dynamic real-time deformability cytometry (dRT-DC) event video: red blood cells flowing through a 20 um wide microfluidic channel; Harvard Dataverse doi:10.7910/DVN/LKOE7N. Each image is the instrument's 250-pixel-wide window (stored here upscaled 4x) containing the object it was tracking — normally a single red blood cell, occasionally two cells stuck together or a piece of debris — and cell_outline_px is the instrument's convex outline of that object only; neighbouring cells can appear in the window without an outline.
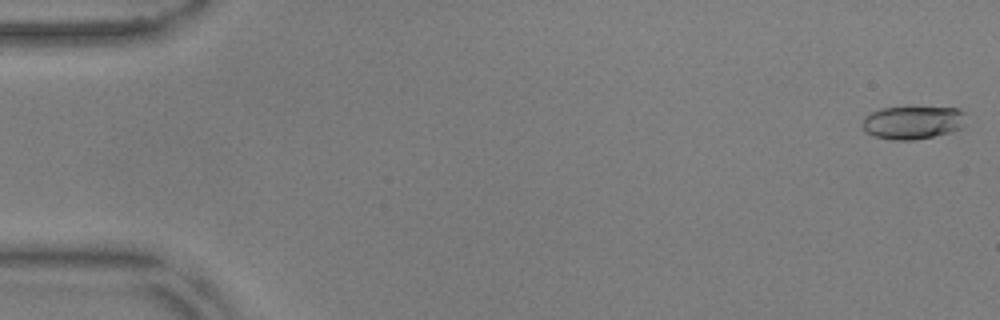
{"species": "common noctule bat (a hibernating species)", "species_latin": "Nyctalus noctula", "temperature_condition": "warm", "stored_images_in_passage": 54, "camera_frame_rate_fps": 3000, "um_per_image_px": 0.085, "animal": {"sex": "male", "body_mass_g": 17.9, "forearm_length_mm": 54.2}, "frame": {"image": 1, "passage_image": 1, "time_ms": 0.0, "image_size_px": [1000, 320], "cell_outline_px": [[964, 128], [952, 132], [912, 140], [892, 140], [876, 136], [864, 132], [860, 124], [864, 116], [880, 108], [956, 108], [964, 112]], "centroid_in_image_um": [77.55, 10.42], "position_along_channel_um": 7.4, "area_um2": 20.0}}
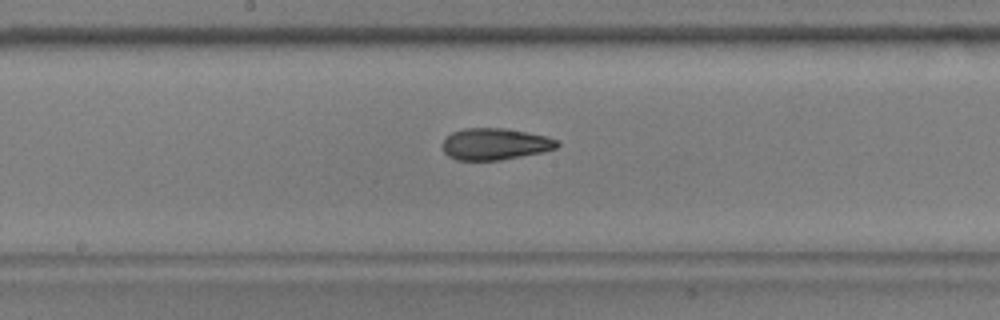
{"frame": {"image": 2, "passage_image": 29, "time_ms": 9.333, "image_size_px": [1000, 320], "cell_outline_px": [[560, 144], [556, 148], [544, 152], [500, 160], [456, 160], [448, 156], [444, 152], [440, 144], [444, 136], [452, 132], [464, 128], [504, 128], [548, 136], [560, 140]], "centroid_in_image_um": [42.06, 12.24], "position_along_channel_um": 206.1, "area_um2": 21.56}}
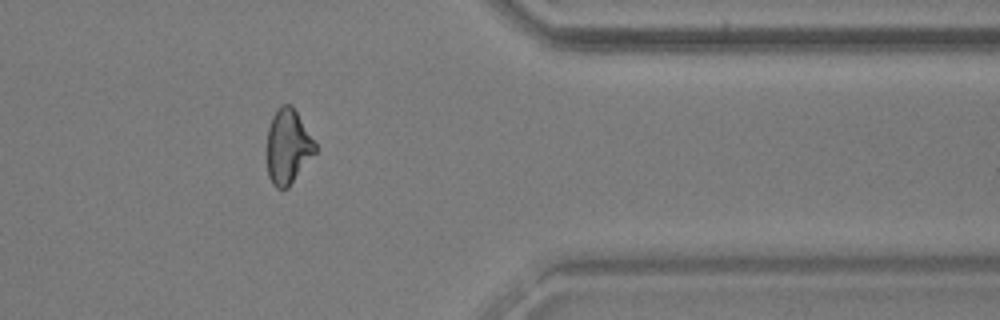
{"frame": {"image": 3, "passage_image": 45, "time_ms": 14.667, "image_size_px": [1000, 320], "cell_outline_px": [[316, 152], [288, 188], [276, 188], [272, 184], [268, 176], [268, 128], [272, 116], [276, 108], [280, 104], [292, 104], [316, 144]], "centroid_in_image_um": [24.47, 12.44], "position_along_channel_um": 386.9, "area_um2": 20.92}, "authors_computed_cell_mechanics": {"area_um2": 21.1259, "velocity_mm_per_s": 3.6732, "shape_relaxation_time_tau1_ms": 5.732, "shape_relaxation_time_tau2_ms": 1.7489, "deformation_change_tau1": 0.1633, "deformation_change_tau2": 0.0804}}